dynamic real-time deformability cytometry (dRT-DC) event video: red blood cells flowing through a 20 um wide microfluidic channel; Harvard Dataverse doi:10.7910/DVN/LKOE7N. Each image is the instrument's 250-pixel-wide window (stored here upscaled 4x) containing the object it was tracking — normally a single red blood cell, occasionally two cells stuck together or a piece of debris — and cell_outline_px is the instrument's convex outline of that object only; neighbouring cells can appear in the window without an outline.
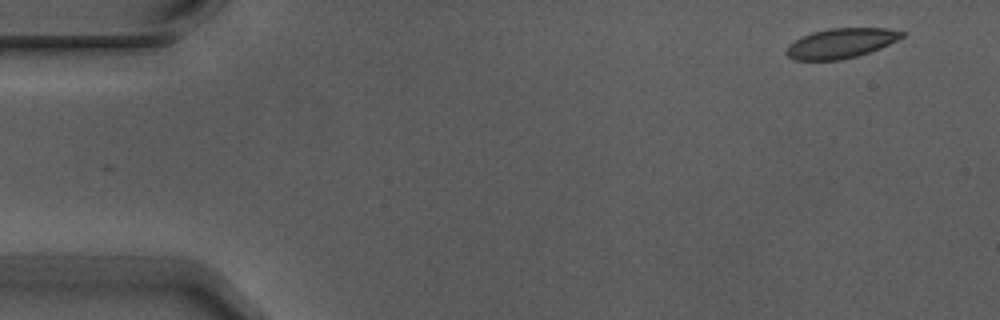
{"species": "Egyptian fruit bat (a non-hibernating species)", "species_latin": "Rousettus aegyptiacus", "temperature_condition": "warm", "stored_images_in_passage": 5, "segment_of_instrument_passage": [2, 2], "camera_frame_rate_fps": 3000, "um_per_image_px": 0.085, "animal": {"sex": "male"}, "frame": {"image": 1, "passage_image": 5, "time_ms": 1.333, "image_size_px": [1000, 320], "cell_outline_px": [[908, 32], [904, 36], [880, 48], [856, 56], [840, 60], [796, 60], [788, 56], [784, 52], [788, 44], [800, 36], [812, 32], [828, 28], [884, 28]], "centroid_in_image_um": [71.44, 3.66], "position_along_channel_um": 13.6, "area_um2": 20.17}}